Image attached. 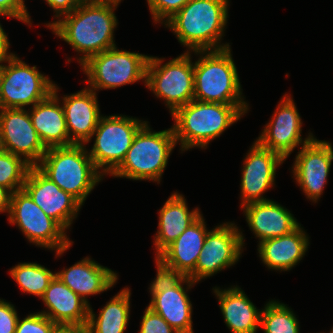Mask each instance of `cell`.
I'll return each instance as SVG.
<instances>
[{"label": "cell", "instance_id": "1", "mask_svg": "<svg viewBox=\"0 0 333 333\" xmlns=\"http://www.w3.org/2000/svg\"><path fill=\"white\" fill-rule=\"evenodd\" d=\"M119 4L87 0L56 21L46 24L61 40L67 42L82 56L77 62L83 64L89 57L116 47L114 30L118 20L115 10Z\"/></svg>", "mask_w": 333, "mask_h": 333}, {"label": "cell", "instance_id": "2", "mask_svg": "<svg viewBox=\"0 0 333 333\" xmlns=\"http://www.w3.org/2000/svg\"><path fill=\"white\" fill-rule=\"evenodd\" d=\"M228 7L229 0H190L164 26L188 48L187 52L230 48V43L221 44Z\"/></svg>", "mask_w": 333, "mask_h": 333}, {"label": "cell", "instance_id": "3", "mask_svg": "<svg viewBox=\"0 0 333 333\" xmlns=\"http://www.w3.org/2000/svg\"><path fill=\"white\" fill-rule=\"evenodd\" d=\"M248 104H222L193 100L177 108L172 114V126L180 150L194 147L206 149L210 141L219 137L249 110Z\"/></svg>", "mask_w": 333, "mask_h": 333}, {"label": "cell", "instance_id": "4", "mask_svg": "<svg viewBox=\"0 0 333 333\" xmlns=\"http://www.w3.org/2000/svg\"><path fill=\"white\" fill-rule=\"evenodd\" d=\"M36 167L82 205L104 178L84 144L48 148Z\"/></svg>", "mask_w": 333, "mask_h": 333}, {"label": "cell", "instance_id": "5", "mask_svg": "<svg viewBox=\"0 0 333 333\" xmlns=\"http://www.w3.org/2000/svg\"><path fill=\"white\" fill-rule=\"evenodd\" d=\"M194 100L222 104H247L234 63L231 47L221 50L193 51Z\"/></svg>", "mask_w": 333, "mask_h": 333}, {"label": "cell", "instance_id": "6", "mask_svg": "<svg viewBox=\"0 0 333 333\" xmlns=\"http://www.w3.org/2000/svg\"><path fill=\"white\" fill-rule=\"evenodd\" d=\"M148 121L134 136L125 159L111 174L113 177L130 180H150L161 182L171 152L176 147L174 131L171 128L152 131Z\"/></svg>", "mask_w": 333, "mask_h": 333}, {"label": "cell", "instance_id": "7", "mask_svg": "<svg viewBox=\"0 0 333 333\" xmlns=\"http://www.w3.org/2000/svg\"><path fill=\"white\" fill-rule=\"evenodd\" d=\"M191 58L187 51L165 64V58H148L145 86L164 100L171 114L194 100V63Z\"/></svg>", "mask_w": 333, "mask_h": 333}, {"label": "cell", "instance_id": "8", "mask_svg": "<svg viewBox=\"0 0 333 333\" xmlns=\"http://www.w3.org/2000/svg\"><path fill=\"white\" fill-rule=\"evenodd\" d=\"M148 55L113 47L89 57L82 66L93 91L115 89L140 80L146 83Z\"/></svg>", "mask_w": 333, "mask_h": 333}, {"label": "cell", "instance_id": "9", "mask_svg": "<svg viewBox=\"0 0 333 333\" xmlns=\"http://www.w3.org/2000/svg\"><path fill=\"white\" fill-rule=\"evenodd\" d=\"M147 121L126 115L102 116L89 143L95 136L92 149L87 150L97 170L111 175L125 159L134 136Z\"/></svg>", "mask_w": 333, "mask_h": 333}, {"label": "cell", "instance_id": "10", "mask_svg": "<svg viewBox=\"0 0 333 333\" xmlns=\"http://www.w3.org/2000/svg\"><path fill=\"white\" fill-rule=\"evenodd\" d=\"M8 219L10 224L18 226L30 243L55 250L56 257H60L74 243L66 231L48 217L24 189L12 193Z\"/></svg>", "mask_w": 333, "mask_h": 333}, {"label": "cell", "instance_id": "11", "mask_svg": "<svg viewBox=\"0 0 333 333\" xmlns=\"http://www.w3.org/2000/svg\"><path fill=\"white\" fill-rule=\"evenodd\" d=\"M3 63L0 109L33 107L53 92L55 83L36 65L29 66L14 53Z\"/></svg>", "mask_w": 333, "mask_h": 333}, {"label": "cell", "instance_id": "12", "mask_svg": "<svg viewBox=\"0 0 333 333\" xmlns=\"http://www.w3.org/2000/svg\"><path fill=\"white\" fill-rule=\"evenodd\" d=\"M245 239L235 223L226 222L207 232L195 270L188 276L199 282L234 266L242 256Z\"/></svg>", "mask_w": 333, "mask_h": 333}, {"label": "cell", "instance_id": "13", "mask_svg": "<svg viewBox=\"0 0 333 333\" xmlns=\"http://www.w3.org/2000/svg\"><path fill=\"white\" fill-rule=\"evenodd\" d=\"M302 123L293 98L286 93L256 141L286 160L296 147L306 145L314 138L313 134L309 133L302 139Z\"/></svg>", "mask_w": 333, "mask_h": 333}, {"label": "cell", "instance_id": "14", "mask_svg": "<svg viewBox=\"0 0 333 333\" xmlns=\"http://www.w3.org/2000/svg\"><path fill=\"white\" fill-rule=\"evenodd\" d=\"M333 161L332 144L315 137L301 146L292 166L293 177L307 199L317 203L323 194Z\"/></svg>", "mask_w": 333, "mask_h": 333}, {"label": "cell", "instance_id": "15", "mask_svg": "<svg viewBox=\"0 0 333 333\" xmlns=\"http://www.w3.org/2000/svg\"><path fill=\"white\" fill-rule=\"evenodd\" d=\"M23 189L35 204L65 231L70 228L82 207L75 197L62 190L36 166L29 168Z\"/></svg>", "mask_w": 333, "mask_h": 333}, {"label": "cell", "instance_id": "16", "mask_svg": "<svg viewBox=\"0 0 333 333\" xmlns=\"http://www.w3.org/2000/svg\"><path fill=\"white\" fill-rule=\"evenodd\" d=\"M284 161L281 155L254 141L243 163L241 208L250 203L269 200L263 194L274 186L276 169Z\"/></svg>", "mask_w": 333, "mask_h": 333}, {"label": "cell", "instance_id": "17", "mask_svg": "<svg viewBox=\"0 0 333 333\" xmlns=\"http://www.w3.org/2000/svg\"><path fill=\"white\" fill-rule=\"evenodd\" d=\"M0 129L6 151L36 166L47 148L33 127L29 111L19 108L0 109Z\"/></svg>", "mask_w": 333, "mask_h": 333}, {"label": "cell", "instance_id": "18", "mask_svg": "<svg viewBox=\"0 0 333 333\" xmlns=\"http://www.w3.org/2000/svg\"><path fill=\"white\" fill-rule=\"evenodd\" d=\"M64 108L70 141L73 144H86L91 139L102 115L97 93L90 88H83L77 93L59 98Z\"/></svg>", "mask_w": 333, "mask_h": 333}, {"label": "cell", "instance_id": "19", "mask_svg": "<svg viewBox=\"0 0 333 333\" xmlns=\"http://www.w3.org/2000/svg\"><path fill=\"white\" fill-rule=\"evenodd\" d=\"M242 209L259 243L290 234L301 225L287 208L271 199L247 204Z\"/></svg>", "mask_w": 333, "mask_h": 333}, {"label": "cell", "instance_id": "20", "mask_svg": "<svg viewBox=\"0 0 333 333\" xmlns=\"http://www.w3.org/2000/svg\"><path fill=\"white\" fill-rule=\"evenodd\" d=\"M59 87L55 84L53 92L44 100L29 108V116L44 146L48 148L69 146L64 108L59 100Z\"/></svg>", "mask_w": 333, "mask_h": 333}, {"label": "cell", "instance_id": "21", "mask_svg": "<svg viewBox=\"0 0 333 333\" xmlns=\"http://www.w3.org/2000/svg\"><path fill=\"white\" fill-rule=\"evenodd\" d=\"M56 276L73 292L89 305L88 296L97 295L110 290L118 280V275L108 267H104L85 257L69 268L55 272Z\"/></svg>", "mask_w": 333, "mask_h": 333}, {"label": "cell", "instance_id": "22", "mask_svg": "<svg viewBox=\"0 0 333 333\" xmlns=\"http://www.w3.org/2000/svg\"><path fill=\"white\" fill-rule=\"evenodd\" d=\"M41 300L43 313L57 325H87L90 305L57 276L50 282Z\"/></svg>", "mask_w": 333, "mask_h": 333}, {"label": "cell", "instance_id": "23", "mask_svg": "<svg viewBox=\"0 0 333 333\" xmlns=\"http://www.w3.org/2000/svg\"><path fill=\"white\" fill-rule=\"evenodd\" d=\"M185 283L186 288H184ZM195 284L196 282L185 276L175 287L151 295L147 307L159 314L178 333H194L193 307L187 291Z\"/></svg>", "mask_w": 333, "mask_h": 333}, {"label": "cell", "instance_id": "24", "mask_svg": "<svg viewBox=\"0 0 333 333\" xmlns=\"http://www.w3.org/2000/svg\"><path fill=\"white\" fill-rule=\"evenodd\" d=\"M218 299L224 322L232 333H256L260 328V309L239 286L212 289Z\"/></svg>", "mask_w": 333, "mask_h": 333}, {"label": "cell", "instance_id": "25", "mask_svg": "<svg viewBox=\"0 0 333 333\" xmlns=\"http://www.w3.org/2000/svg\"><path fill=\"white\" fill-rule=\"evenodd\" d=\"M309 237L301 225L290 234L258 243L260 260L271 270L289 271L308 251Z\"/></svg>", "mask_w": 333, "mask_h": 333}, {"label": "cell", "instance_id": "26", "mask_svg": "<svg viewBox=\"0 0 333 333\" xmlns=\"http://www.w3.org/2000/svg\"><path fill=\"white\" fill-rule=\"evenodd\" d=\"M159 211L158 230L154 236V247L158 257L200 215V209L189 210L184 195L174 192Z\"/></svg>", "mask_w": 333, "mask_h": 333}, {"label": "cell", "instance_id": "27", "mask_svg": "<svg viewBox=\"0 0 333 333\" xmlns=\"http://www.w3.org/2000/svg\"><path fill=\"white\" fill-rule=\"evenodd\" d=\"M208 231L201 214L158 257L166 265L188 277L195 270Z\"/></svg>", "mask_w": 333, "mask_h": 333}, {"label": "cell", "instance_id": "28", "mask_svg": "<svg viewBox=\"0 0 333 333\" xmlns=\"http://www.w3.org/2000/svg\"><path fill=\"white\" fill-rule=\"evenodd\" d=\"M131 290H120L95 315L89 307L87 328L89 333H124L130 318Z\"/></svg>", "mask_w": 333, "mask_h": 333}, {"label": "cell", "instance_id": "29", "mask_svg": "<svg viewBox=\"0 0 333 333\" xmlns=\"http://www.w3.org/2000/svg\"><path fill=\"white\" fill-rule=\"evenodd\" d=\"M9 272L20 286L21 291L39 298H42L50 282L56 276V273L36 262L19 263L13 266Z\"/></svg>", "mask_w": 333, "mask_h": 333}, {"label": "cell", "instance_id": "30", "mask_svg": "<svg viewBox=\"0 0 333 333\" xmlns=\"http://www.w3.org/2000/svg\"><path fill=\"white\" fill-rule=\"evenodd\" d=\"M299 321L286 304L272 300L261 312L260 328L264 333H300Z\"/></svg>", "mask_w": 333, "mask_h": 333}, {"label": "cell", "instance_id": "31", "mask_svg": "<svg viewBox=\"0 0 333 333\" xmlns=\"http://www.w3.org/2000/svg\"><path fill=\"white\" fill-rule=\"evenodd\" d=\"M30 167L31 165L20 156L8 151L0 153V186L12 193L23 189Z\"/></svg>", "mask_w": 333, "mask_h": 333}, {"label": "cell", "instance_id": "32", "mask_svg": "<svg viewBox=\"0 0 333 333\" xmlns=\"http://www.w3.org/2000/svg\"><path fill=\"white\" fill-rule=\"evenodd\" d=\"M156 277L150 283V295H156L175 287L185 276L176 269L166 265L159 257H155Z\"/></svg>", "mask_w": 333, "mask_h": 333}, {"label": "cell", "instance_id": "33", "mask_svg": "<svg viewBox=\"0 0 333 333\" xmlns=\"http://www.w3.org/2000/svg\"><path fill=\"white\" fill-rule=\"evenodd\" d=\"M190 0H147L154 23L165 24Z\"/></svg>", "mask_w": 333, "mask_h": 333}, {"label": "cell", "instance_id": "34", "mask_svg": "<svg viewBox=\"0 0 333 333\" xmlns=\"http://www.w3.org/2000/svg\"><path fill=\"white\" fill-rule=\"evenodd\" d=\"M56 325L43 313L36 312L19 318L15 333H51Z\"/></svg>", "mask_w": 333, "mask_h": 333}, {"label": "cell", "instance_id": "35", "mask_svg": "<svg viewBox=\"0 0 333 333\" xmlns=\"http://www.w3.org/2000/svg\"><path fill=\"white\" fill-rule=\"evenodd\" d=\"M143 313L139 333H178L149 307Z\"/></svg>", "mask_w": 333, "mask_h": 333}, {"label": "cell", "instance_id": "36", "mask_svg": "<svg viewBox=\"0 0 333 333\" xmlns=\"http://www.w3.org/2000/svg\"><path fill=\"white\" fill-rule=\"evenodd\" d=\"M25 0H0V16L15 18L32 26Z\"/></svg>", "mask_w": 333, "mask_h": 333}, {"label": "cell", "instance_id": "37", "mask_svg": "<svg viewBox=\"0 0 333 333\" xmlns=\"http://www.w3.org/2000/svg\"><path fill=\"white\" fill-rule=\"evenodd\" d=\"M18 319L15 306L0 299V333H15Z\"/></svg>", "mask_w": 333, "mask_h": 333}, {"label": "cell", "instance_id": "38", "mask_svg": "<svg viewBox=\"0 0 333 333\" xmlns=\"http://www.w3.org/2000/svg\"><path fill=\"white\" fill-rule=\"evenodd\" d=\"M50 8L55 12V19L71 13L80 5L84 4L87 0H45Z\"/></svg>", "mask_w": 333, "mask_h": 333}, {"label": "cell", "instance_id": "39", "mask_svg": "<svg viewBox=\"0 0 333 333\" xmlns=\"http://www.w3.org/2000/svg\"><path fill=\"white\" fill-rule=\"evenodd\" d=\"M51 333H89L87 325H56Z\"/></svg>", "mask_w": 333, "mask_h": 333}, {"label": "cell", "instance_id": "40", "mask_svg": "<svg viewBox=\"0 0 333 333\" xmlns=\"http://www.w3.org/2000/svg\"><path fill=\"white\" fill-rule=\"evenodd\" d=\"M10 42L8 39V35L2 28V25L0 23V60H5L8 58L12 52L8 51L10 48Z\"/></svg>", "mask_w": 333, "mask_h": 333}, {"label": "cell", "instance_id": "41", "mask_svg": "<svg viewBox=\"0 0 333 333\" xmlns=\"http://www.w3.org/2000/svg\"><path fill=\"white\" fill-rule=\"evenodd\" d=\"M12 192L0 186V213H9Z\"/></svg>", "mask_w": 333, "mask_h": 333}, {"label": "cell", "instance_id": "42", "mask_svg": "<svg viewBox=\"0 0 333 333\" xmlns=\"http://www.w3.org/2000/svg\"><path fill=\"white\" fill-rule=\"evenodd\" d=\"M6 151L5 145H4V139H3V134L0 129V153H3Z\"/></svg>", "mask_w": 333, "mask_h": 333}, {"label": "cell", "instance_id": "43", "mask_svg": "<svg viewBox=\"0 0 333 333\" xmlns=\"http://www.w3.org/2000/svg\"><path fill=\"white\" fill-rule=\"evenodd\" d=\"M3 60H0V92H1V82L3 77Z\"/></svg>", "mask_w": 333, "mask_h": 333}, {"label": "cell", "instance_id": "44", "mask_svg": "<svg viewBox=\"0 0 333 333\" xmlns=\"http://www.w3.org/2000/svg\"><path fill=\"white\" fill-rule=\"evenodd\" d=\"M95 1L113 2V3L120 4L122 0H95Z\"/></svg>", "mask_w": 333, "mask_h": 333}, {"label": "cell", "instance_id": "45", "mask_svg": "<svg viewBox=\"0 0 333 333\" xmlns=\"http://www.w3.org/2000/svg\"><path fill=\"white\" fill-rule=\"evenodd\" d=\"M329 333H333V327L331 328V330L329 331Z\"/></svg>", "mask_w": 333, "mask_h": 333}]
</instances>
